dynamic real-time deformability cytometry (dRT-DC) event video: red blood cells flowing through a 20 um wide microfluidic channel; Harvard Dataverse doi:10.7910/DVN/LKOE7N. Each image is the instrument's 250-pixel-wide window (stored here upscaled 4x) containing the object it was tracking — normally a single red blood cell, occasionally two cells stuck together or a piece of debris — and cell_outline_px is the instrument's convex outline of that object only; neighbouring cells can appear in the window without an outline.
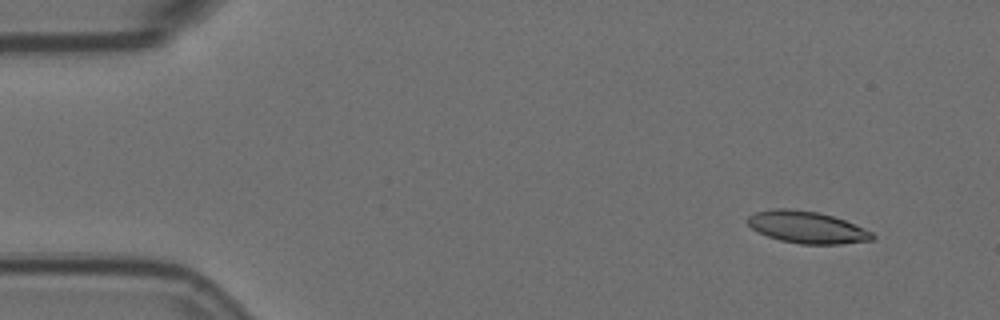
{"species": "Egyptian fruit bat (a non-hibernating species)", "species_latin": "Rousettus aegyptiacus", "temperature_condition": "room temperature", "stored_images_in_passage": 4, "camera_frame_rate_fps": 3000, "um_per_image_px": 0.085, "animal": {"sex": "female"}, "frame": {"image": 1, "passage_image": 2, "time_ms": 0.333, "image_size_px": [1000, 320], "cell_outline_px": [[876, 236], [872, 240], [840, 244], [800, 244], [780, 240], [768, 236], [752, 228], [744, 220], [748, 216], [756, 212], [776, 208], [788, 208], [816, 212], [832, 216], [844, 220], [872, 232]], "centroid_in_image_um": [68.57, 19.32], "position_along_channel_um": 16.4, "area_um2": 23.06}}